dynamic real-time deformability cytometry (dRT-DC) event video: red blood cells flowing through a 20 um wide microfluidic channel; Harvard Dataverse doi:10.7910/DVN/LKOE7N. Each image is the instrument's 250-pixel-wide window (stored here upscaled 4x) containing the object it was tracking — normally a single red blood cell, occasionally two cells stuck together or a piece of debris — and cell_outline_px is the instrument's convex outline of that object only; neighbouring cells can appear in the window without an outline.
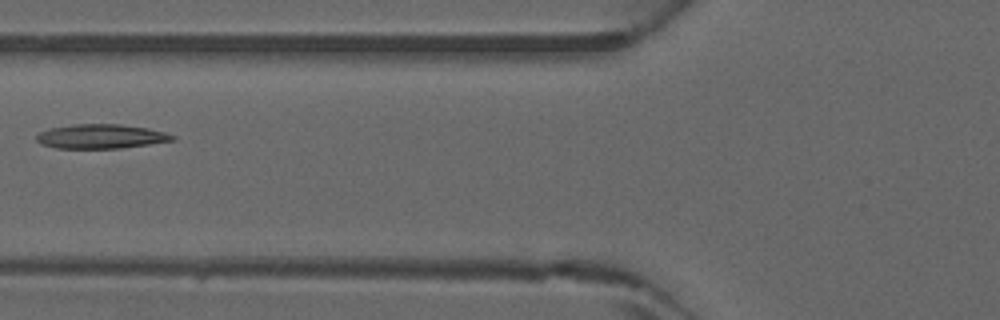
{"species": "common noctule bat (a hibernating species)", "species_latin": "Nyctalus noctula", "temperature_condition": "warm", "stored_images_in_passage": 5, "camera_frame_rate_fps": 3000, "um_per_image_px": 0.085, "animal": {"sex": "male", "forearm_length_mm": 52.5}, "frame": {"image": 1, "passage_image": 5, "time_ms": 1.333, "image_size_px": [1000, 320], "cell_outline_px": [[176, 140], [120, 148], [56, 148], [40, 144], [36, 140], [36, 136], [40, 132], [52, 128], [76, 124], [120, 124], [148, 128], [164, 132], [176, 136]], "centroid_in_image_um": [8.59, 11.59], "position_along_channel_um": 117.2, "area_um2": 19.13}}